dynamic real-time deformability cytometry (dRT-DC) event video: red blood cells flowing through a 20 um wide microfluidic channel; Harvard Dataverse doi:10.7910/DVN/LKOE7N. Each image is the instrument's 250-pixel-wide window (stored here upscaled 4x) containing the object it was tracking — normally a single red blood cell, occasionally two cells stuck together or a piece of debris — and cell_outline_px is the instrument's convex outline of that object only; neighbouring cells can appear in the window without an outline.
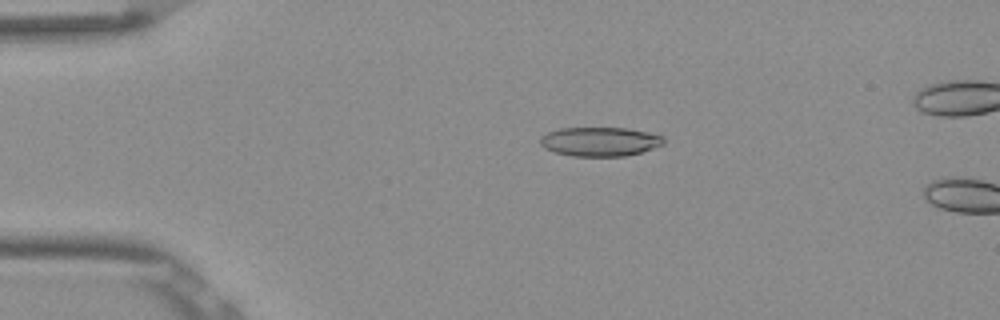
{"species": "Egyptian fruit bat (a non-hibernating species)", "species_latin": "Rousettus aegyptiacus", "temperature_condition": "room temperature", "stored_images_in_passage": 4, "camera_frame_rate_fps": 3000, "um_per_image_px": 0.085, "frame": {"image": 1, "passage_image": 1, "time_ms": 0.0, "image_size_px": [1000, 320], "cell_outline_px": [[664, 144], [640, 152], [624, 156], [572, 156], [556, 152], [544, 148], [540, 144], [540, 136], [548, 132], [560, 128], [628, 128], [648, 132], [664, 136]], "centroid_in_image_um": [50.98, 12.03], "position_along_channel_um": 34.0, "area_um2": 20.92}}